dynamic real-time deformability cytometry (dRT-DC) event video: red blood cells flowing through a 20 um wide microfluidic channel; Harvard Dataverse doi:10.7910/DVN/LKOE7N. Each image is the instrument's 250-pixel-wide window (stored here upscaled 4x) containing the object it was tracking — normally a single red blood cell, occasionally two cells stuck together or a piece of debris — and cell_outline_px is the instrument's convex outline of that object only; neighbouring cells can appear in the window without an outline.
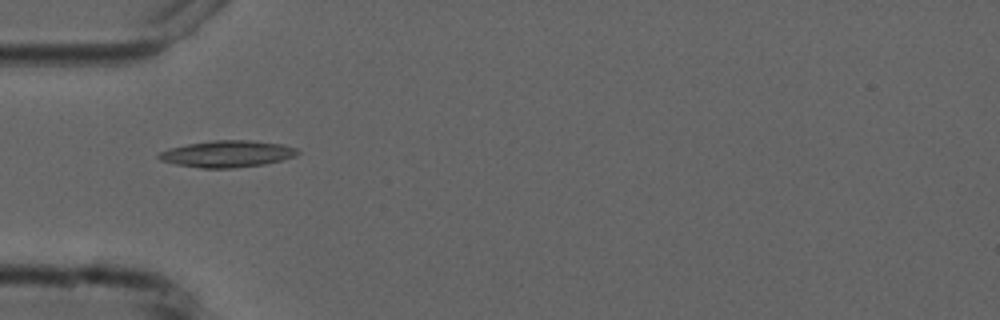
{"species": "common noctule bat (a hibernating species)", "species_latin": "Nyctalus noctula", "temperature_condition": "cold", "stored_images_in_passage": 7, "camera_frame_rate_fps": 3000, "um_per_image_px": 0.085, "animal": {"sex": "male", "forearm_length_mm": 52.5}, "frame": {"image": 1, "passage_image": 5, "time_ms": 4.667, "image_size_px": [1000, 320], "cell_outline_px": [[300, 152], [296, 156], [264, 164], [232, 168], [200, 168], [176, 164], [160, 160], [156, 156], [160, 152], [172, 148], [188, 144], [212, 140], [248, 140], [280, 144], [296, 148]], "centroid_in_image_um": [19.31, 13.08], "position_along_channel_um": 65.7, "area_um2": 21.33}}
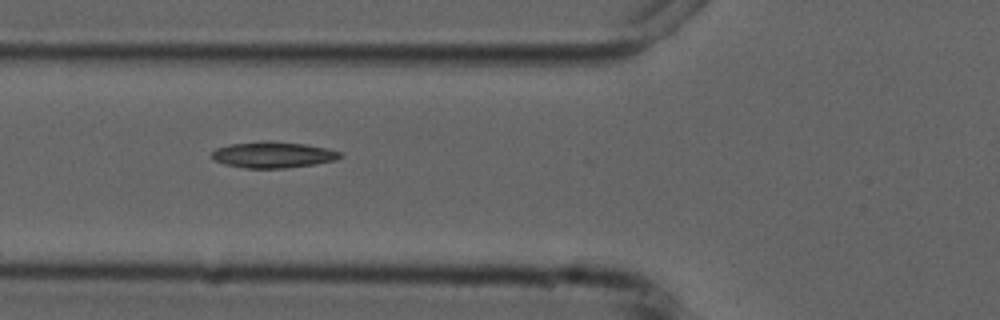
{"frame": {"image": 2, "passage_image": 6, "time_ms": 5.667, "image_size_px": [1000, 320], "cell_outline_px": [[344, 156], [336, 160], [316, 164], [284, 168], [244, 168], [224, 164], [216, 160], [212, 156], [212, 152], [216, 148], [228, 144], [260, 140], [268, 140], [304, 144], [328, 148], [340, 152]], "centroid_in_image_um": [23.22, 13.14], "position_along_channel_um": 102.6, "area_um2": 19.77}}
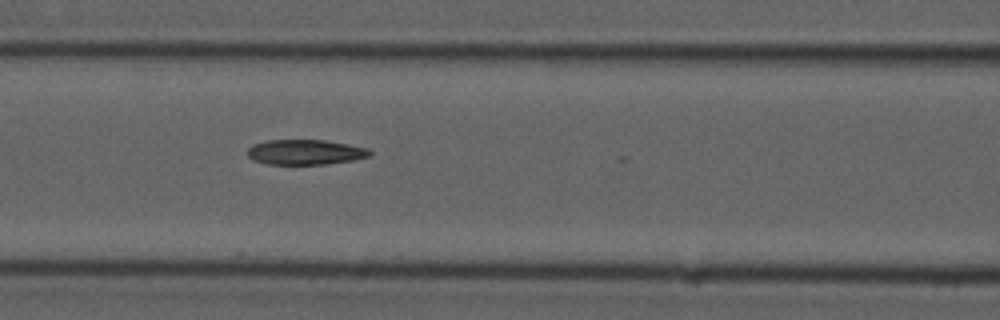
{"frame": {"image": 3, "passage_image": 7, "time_ms": 6.667, "image_size_px": [1000, 320], "cell_outline_px": [[372, 156], [352, 160], [324, 164], [268, 164], [252, 160], [248, 156], [248, 148], [252, 144], [264, 140], [324, 140], [348, 144], [368, 148], [372, 152]], "centroid_in_image_um": [25.94, 12.92], "position_along_channel_um": 140.7, "area_um2": 17.98}}